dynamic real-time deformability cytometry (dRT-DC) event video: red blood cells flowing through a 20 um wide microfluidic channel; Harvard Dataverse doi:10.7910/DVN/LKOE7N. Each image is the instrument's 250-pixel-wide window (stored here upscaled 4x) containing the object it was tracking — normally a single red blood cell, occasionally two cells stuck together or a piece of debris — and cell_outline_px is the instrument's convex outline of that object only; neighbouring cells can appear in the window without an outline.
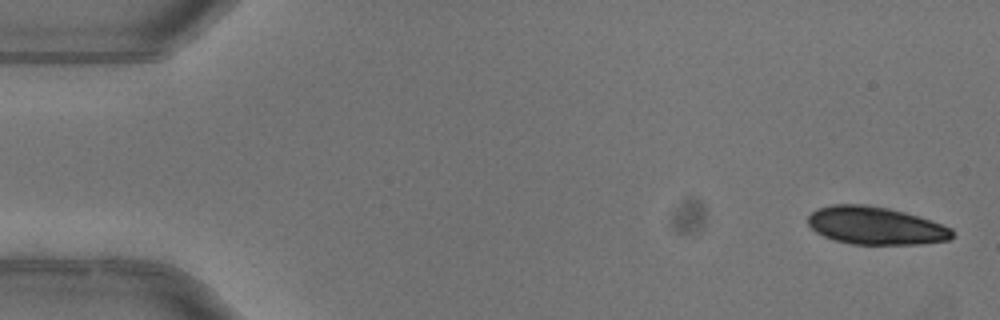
{"species": "common noctule bat (a hibernating species)", "species_latin": "Nyctalus noctula", "temperature_condition": "warm", "stored_images_in_passage": 5, "camera_frame_rate_fps": 3000, "um_per_image_px": 0.085, "animal": {"sex": "female"}, "frame": {"image": 1, "passage_image": 1, "time_ms": 0.0, "image_size_px": [1000, 320], "cell_outline_px": [[952, 236], [948, 240], [920, 244], [852, 244], [832, 240], [816, 232], [808, 224], [808, 216], [816, 208], [832, 204], [868, 204], [888, 208], [904, 212], [932, 220], [952, 228]], "centroid_in_image_um": [74.4, 19.17], "position_along_channel_um": 10.6, "area_um2": 31.91}}
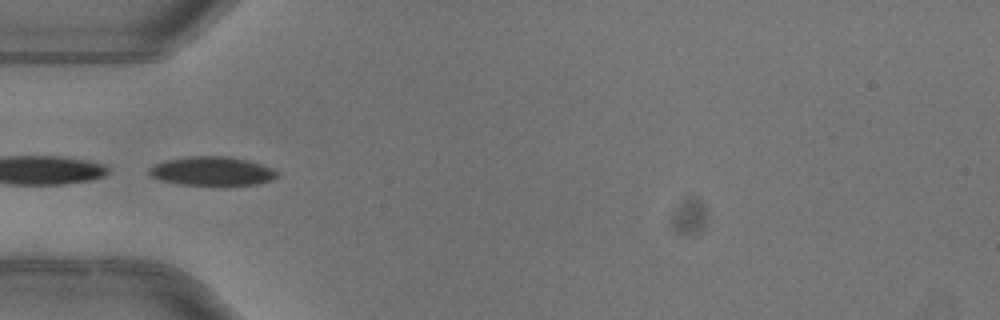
{"frame": {"image": 2, "passage_image": 5, "time_ms": 1.333, "image_size_px": [1000, 320], "cell_outline_px": [[276, 176], [272, 180], [260, 184], [224, 188], [180, 184], [160, 180], [152, 176], [148, 172], [148, 168], [164, 160], [192, 156], [224, 156], [244, 160], [260, 164], [272, 168], [276, 172]], "centroid_in_image_um": [18.03, 14.6], "position_along_channel_um": 67.0, "area_um2": 22.2}}